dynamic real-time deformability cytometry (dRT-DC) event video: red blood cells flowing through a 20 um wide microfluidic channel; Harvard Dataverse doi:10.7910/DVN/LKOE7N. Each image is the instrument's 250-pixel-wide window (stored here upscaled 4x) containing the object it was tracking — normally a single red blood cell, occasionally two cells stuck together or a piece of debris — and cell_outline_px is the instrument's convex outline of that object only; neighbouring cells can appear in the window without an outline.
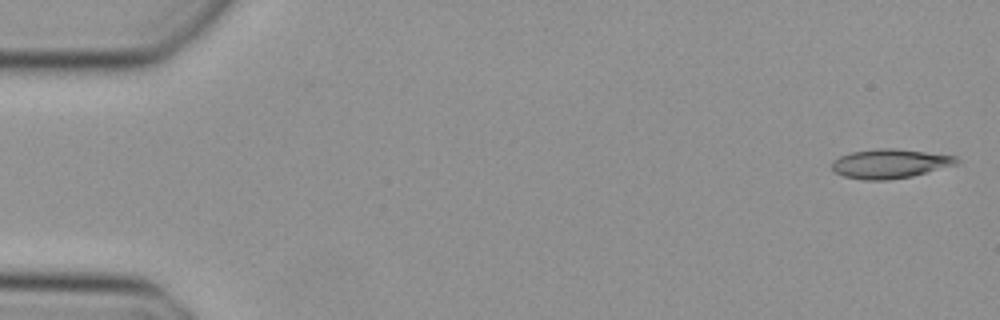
{"species": "Egyptian fruit bat (a non-hibernating species)", "species_latin": "Rousettus aegyptiacus", "temperature_condition": "cold", "stored_images_in_passage": 48, "camera_frame_rate_fps": 3000, "um_per_image_px": 0.085, "animal": {"sex": "female"}, "frame": {"image": 1, "passage_image": 1, "time_ms": 0.0, "image_size_px": [1000, 320], "cell_outline_px": [[960, 160], [956, 164], [912, 176], [888, 180], [864, 180], [844, 176], [836, 172], [832, 168], [832, 160], [840, 156], [852, 152], [876, 148], [896, 148], [956, 156]], "centroid_in_image_um": [75.63, 13.9], "position_along_channel_um": 9.4, "area_um2": 21.15}}
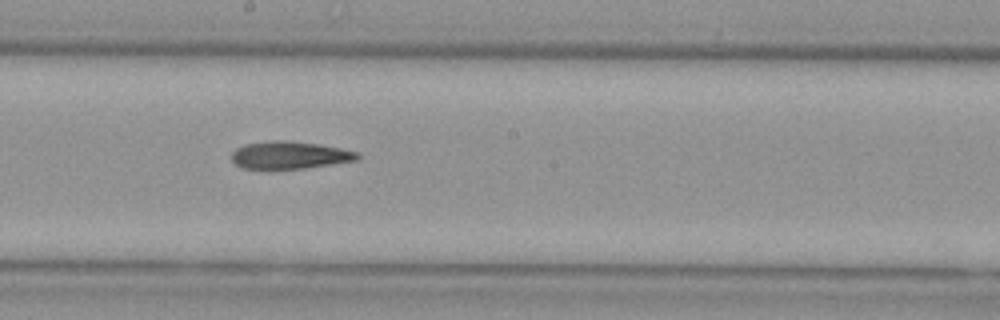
{"frame": {"image": 2, "passage_image": 26, "time_ms": 8.333, "image_size_px": [1000, 320], "cell_outline_px": [[360, 156], [356, 160], [304, 168], [244, 168], [236, 164], [232, 160], [232, 152], [236, 148], [244, 144], [272, 140], [284, 140], [320, 144], [340, 148], [356, 152]], "centroid_in_image_um": [24.59, 13.17], "position_along_channel_um": 223.6, "area_um2": 19.83}}
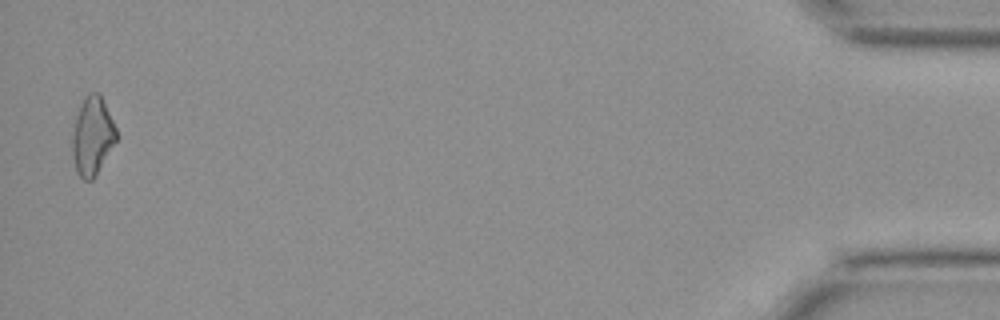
{"frame": {"image": 3, "passage_image": 47, "time_ms": 15.333, "image_size_px": [1000, 320], "cell_outline_px": [[116, 140], [96, 176], [92, 180], [84, 180], [76, 172], [72, 156], [72, 136], [76, 116], [84, 96], [88, 92], [100, 92], [116, 128]], "centroid_in_image_um": [7.84, 11.55], "position_along_channel_um": 427.4, "area_um2": 20.11}}